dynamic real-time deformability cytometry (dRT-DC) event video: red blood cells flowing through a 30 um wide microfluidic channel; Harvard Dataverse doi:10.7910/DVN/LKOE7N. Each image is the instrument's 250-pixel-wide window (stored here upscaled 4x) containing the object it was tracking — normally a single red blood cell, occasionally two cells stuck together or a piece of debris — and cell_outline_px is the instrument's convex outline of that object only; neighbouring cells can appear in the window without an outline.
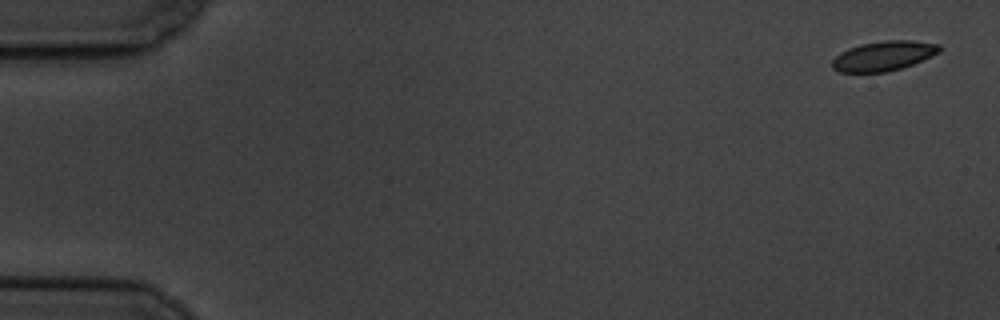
{"species": "common noctule bat (a hibernating species)", "species_latin": "Nyctalus noctula", "temperature_condition": "cold", "stored_images_in_passage": 5, "camera_frame_rate_fps": 3000, "um_per_image_px": 0.085, "animal": {"sex": "male", "body_mass_g": 19.5, "forearm_length_mm": 54.6}, "frame": {"image": 1, "passage_image": 1, "time_ms": 0.0, "image_size_px": [1000, 320], "cell_outline_px": [[940, 52], [912, 64], [900, 68], [884, 72], [840, 72], [832, 68], [832, 60], [840, 52], [848, 48], [860, 44], [884, 40], [912, 40], [940, 44]], "centroid_in_image_um": [75.08, 4.74], "position_along_channel_um": 9.9, "area_um2": 18.5}}
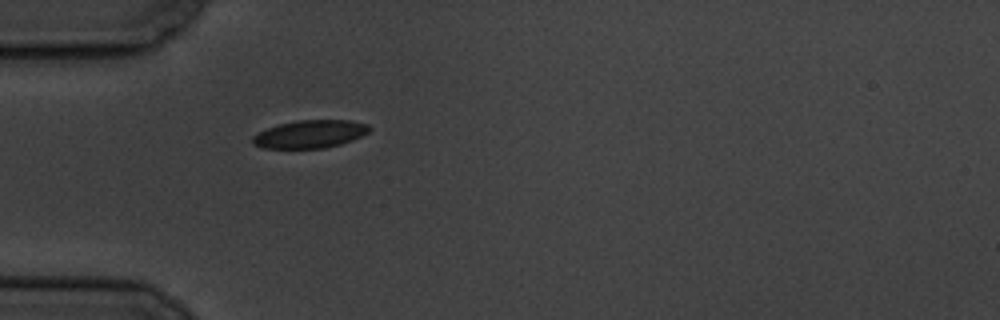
{"frame": {"image": 2, "passage_image": 5, "time_ms": 5.333, "image_size_px": [1000, 320], "cell_outline_px": [[372, 128], [368, 132], [352, 140], [340, 144], [324, 148], [264, 148], [252, 144], [252, 136], [268, 128], [280, 124], [296, 120], [352, 120], [368, 124]], "centroid_in_image_um": [26.37, 11.39], "position_along_channel_um": 58.6, "area_um2": 18.9}}